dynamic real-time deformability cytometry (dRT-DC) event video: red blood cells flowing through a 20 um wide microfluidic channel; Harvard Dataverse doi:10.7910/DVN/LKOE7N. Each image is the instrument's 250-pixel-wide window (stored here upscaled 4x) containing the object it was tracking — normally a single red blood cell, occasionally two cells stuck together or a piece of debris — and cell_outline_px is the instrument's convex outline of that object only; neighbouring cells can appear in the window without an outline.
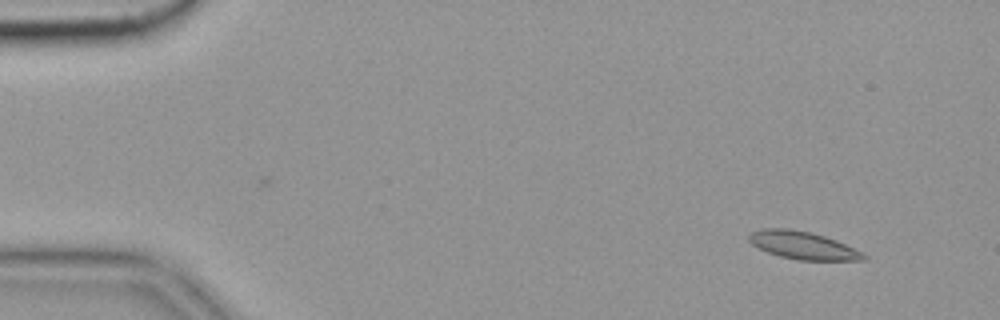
{"species": "common noctule bat (a hibernating species)", "species_latin": "Nyctalus noctula", "temperature_condition": "cold", "stored_images_in_passage": 56, "camera_frame_rate_fps": 3000, "um_per_image_px": 0.085, "animal": {"sex": "female", "body_mass_g": 19.9}, "frame": {"image": 1, "passage_image": 5, "time_ms": 1.333, "image_size_px": [1000, 320], "cell_outline_px": [[868, 256], [864, 260], [800, 260], [780, 256], [768, 252], [752, 244], [748, 240], [748, 236], [752, 232], [760, 228], [788, 228], [808, 232], [824, 236], [836, 240]], "centroid_in_image_um": [68.2, 20.85], "position_along_channel_um": 16.8, "area_um2": 18.21}}
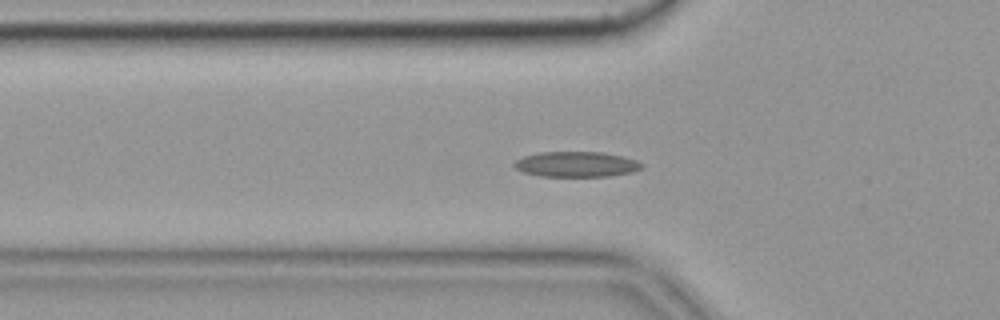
{"frame": {"image": 2, "passage_image": 19, "time_ms": 6.0, "image_size_px": [1000, 320], "cell_outline_px": [[644, 164], [640, 168], [628, 172], [608, 176], [540, 176], [524, 172], [516, 168], [512, 164], [516, 160], [524, 156], [540, 152], [600, 152], [620, 156], [636, 160]], "centroid_in_image_um": [48.94, 13.96], "position_along_channel_um": 76.9, "area_um2": 18.5}}
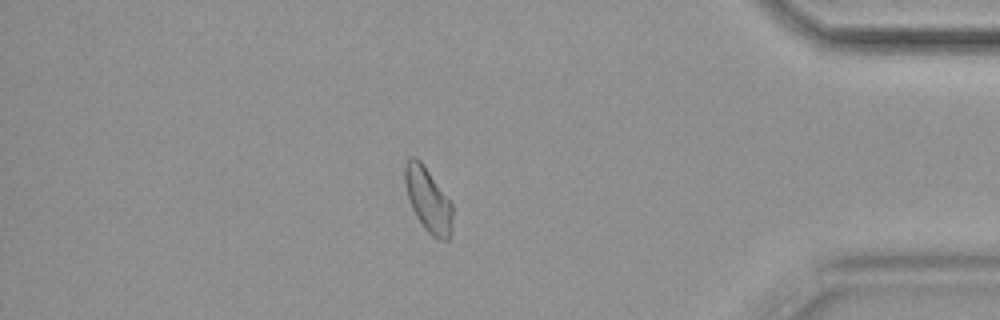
{"frame": {"image": 3, "passage_image": 49, "time_ms": 16.0, "image_size_px": [1000, 320], "cell_outline_px": [[452, 228], [448, 240], [440, 240], [432, 236], [424, 228], [416, 216], [412, 208], [408, 196], [404, 180], [404, 164], [408, 156], [416, 156], [420, 160], [452, 204]], "centroid_in_image_um": [36.36, 16.97], "position_along_channel_um": 398.8, "area_um2": 17.74}, "authors_computed_cell_mechanics": {"area_um2": 17.918, "velocity_mm_per_s": 3.5499, "shape_relaxation_time_tau1_ms": null, "shape_relaxation_time_tau2_ms": 6.8434, "deformation_change_tau1": null, "deformation_change_tau2": 0.1355}}